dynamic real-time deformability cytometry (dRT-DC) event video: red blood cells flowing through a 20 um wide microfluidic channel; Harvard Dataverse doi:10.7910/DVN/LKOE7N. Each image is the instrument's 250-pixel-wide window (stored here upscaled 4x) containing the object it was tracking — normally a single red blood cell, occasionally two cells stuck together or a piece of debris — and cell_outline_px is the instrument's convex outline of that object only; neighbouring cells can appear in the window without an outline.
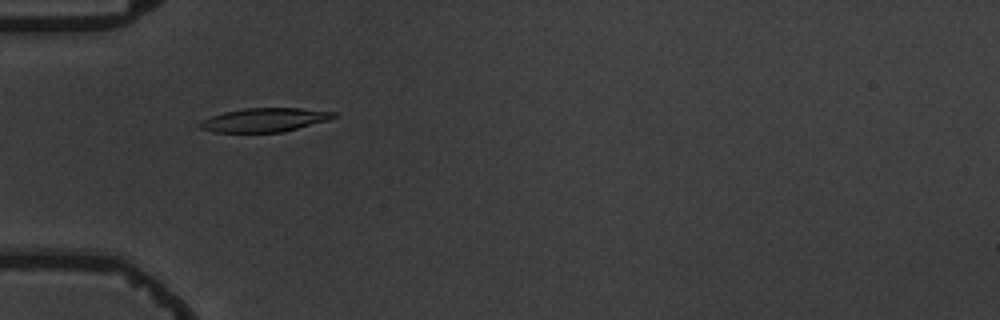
{"species": "common noctule bat (a hibernating species)", "species_latin": "Nyctalus noctula", "temperature_condition": "warm", "stored_images_in_passage": 6, "camera_frame_rate_fps": 3000, "um_per_image_px": 0.085, "animal": {"sex": "male", "body_mass_g": 19.5, "forearm_length_mm": 54.6}, "frame": {"image": 1, "passage_image": 4, "time_ms": 3.333, "image_size_px": [1000, 320], "cell_outline_px": [[336, 116], [328, 120], [284, 132], [212, 132], [200, 128], [196, 124], [200, 120], [224, 112], [244, 108], [300, 108], [336, 112]], "centroid_in_image_um": [22.45, 10.19], "position_along_channel_um": 62.6, "area_um2": 18.61}}
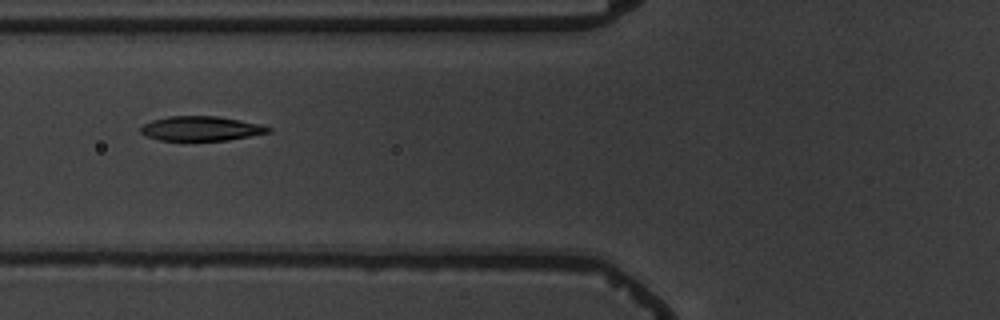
{"frame": {"image": 2, "passage_image": 5, "time_ms": 4.667, "image_size_px": [1000, 320], "cell_outline_px": [[272, 132], [228, 140], [160, 140], [148, 136], [140, 132], [140, 128], [144, 124], [152, 120], [168, 116], [216, 116], [240, 120], [260, 124], [272, 128]], "centroid_in_image_um": [17.11, 10.92], "position_along_channel_um": 108.7, "area_um2": 18.15}}
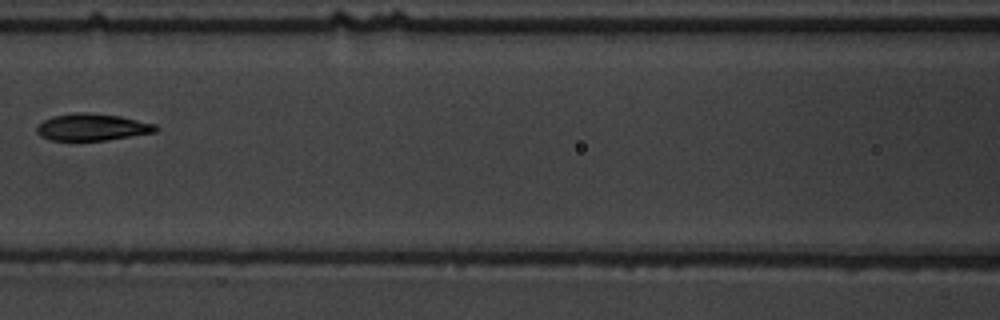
{"frame": {"image": 3, "passage_image": 6, "time_ms": 6.0, "image_size_px": [1000, 320], "cell_outline_px": [[160, 128], [156, 132], [108, 140], [52, 140], [40, 136], [36, 132], [36, 124], [52, 116], [76, 112], [88, 112], [120, 116], [156, 124]], "centroid_in_image_um": [7.83, 10.8], "position_along_channel_um": 158.8, "area_um2": 18.84}}